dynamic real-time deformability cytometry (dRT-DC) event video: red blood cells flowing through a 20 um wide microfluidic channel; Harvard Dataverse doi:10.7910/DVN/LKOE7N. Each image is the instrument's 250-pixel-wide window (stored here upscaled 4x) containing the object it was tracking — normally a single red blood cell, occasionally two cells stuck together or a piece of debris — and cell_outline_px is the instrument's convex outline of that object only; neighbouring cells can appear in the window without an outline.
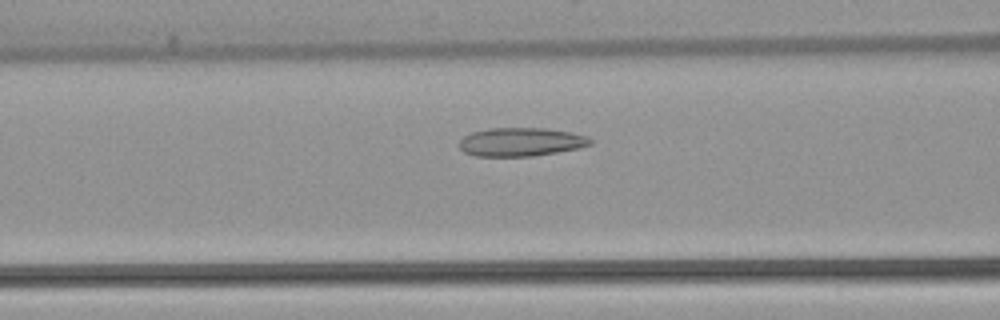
{"species": "common noctule bat (a hibernating species)", "species_latin": "Nyctalus noctula", "temperature_condition": "warm", "stored_images_in_passage": 50, "camera_frame_rate_fps": 3000, "um_per_image_px": 0.085, "animal": {"sex": "female", "body_mass_g": 22.7, "forearm_length_mm": 54.2}, "frame": {"image": 1, "passage_image": 19, "time_ms": 6.0, "image_size_px": [1000, 320], "cell_outline_px": [[592, 144], [580, 148], [532, 156], [476, 156], [464, 152], [460, 148], [460, 140], [464, 136], [472, 132], [488, 128], [544, 128], [572, 132], [588, 136], [592, 140]], "centroid_in_image_um": [44.3, 12.06], "position_along_channel_um": 122.3, "area_um2": 21.85}}
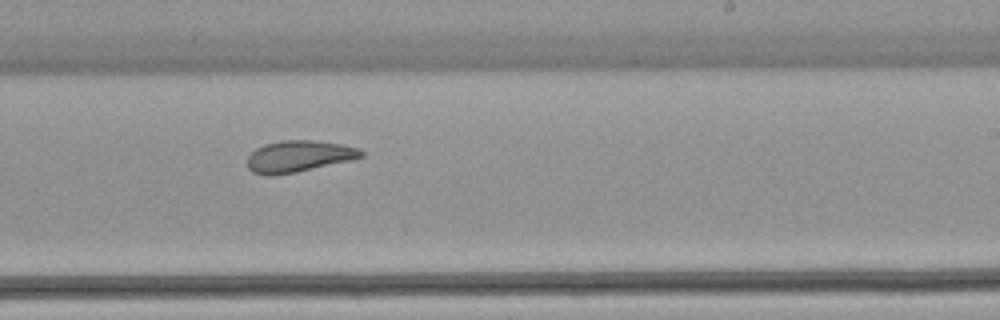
{"frame": {"image": 2, "passage_image": 30, "time_ms": 9.667, "image_size_px": [1000, 320], "cell_outline_px": [[364, 156], [352, 160], [296, 172], [272, 176], [268, 176], [252, 172], [248, 168], [248, 156], [256, 148], [264, 144], [284, 140], [312, 140], [340, 144], [356, 148], [364, 152]], "centroid_in_image_um": [25.37, 13.29], "position_along_channel_um": 263.6, "area_um2": 20.81}}
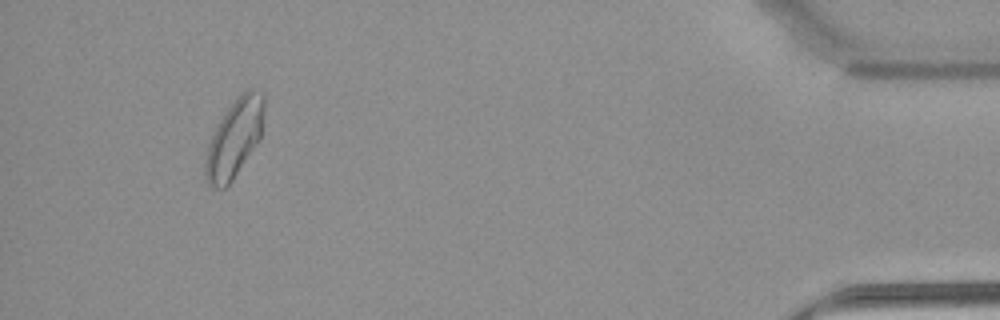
{"frame": {"image": 3, "passage_image": 47, "time_ms": 15.333, "image_size_px": [1000, 320], "cell_outline_px": [[264, 112], [260, 140], [232, 180], [224, 188], [208, 188], [204, 176], [204, 164], [208, 144], [220, 120], [228, 108], [248, 88], [256, 88], [264, 92]], "centroid_in_image_um": [19.93, 11.79], "position_along_channel_um": 415.3, "area_um2": 26.7}, "authors_computed_cell_mechanics": {"area_um2": 23.4957, "velocity_mm_per_s": 3.862, "shape_relaxation_time_tau1_ms": null, "shape_relaxation_time_tau2_ms": 2.0637, "deformation_change_tau1": null, "deformation_change_tau2": 0.0683}}